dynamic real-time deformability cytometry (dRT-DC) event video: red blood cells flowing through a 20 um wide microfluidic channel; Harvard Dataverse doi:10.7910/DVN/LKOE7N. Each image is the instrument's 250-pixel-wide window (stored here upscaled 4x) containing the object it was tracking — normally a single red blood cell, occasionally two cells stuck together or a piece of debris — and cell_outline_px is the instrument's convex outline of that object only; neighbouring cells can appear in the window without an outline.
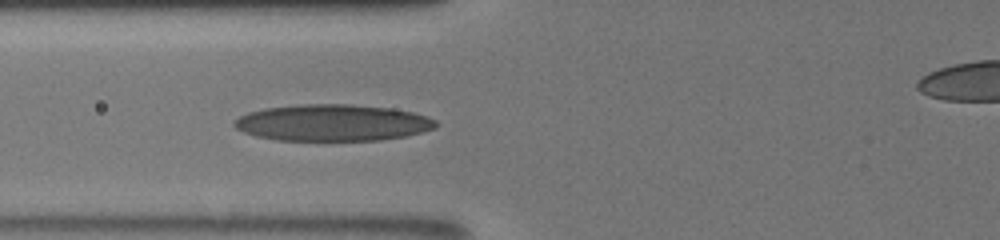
{"species": "human", "species_latin": "Homo sapiens", "temperature_condition": "room temperature", "stored_images_in_passage": 13, "camera_frame_rate_fps": 3000, "um_per_image_px": 0.085, "donor": {"sex": "male"}, "frame": {"image": 1, "passage_image": 13, "time_ms": 8.0, "image_size_px": [1000, 240], "cell_outline_px": [[436, 128], [408, 136], [380, 140], [276, 140], [256, 136], [244, 132], [236, 128], [232, 124], [240, 116], [248, 112], [264, 108], [304, 104], [352, 104], [392, 108], [412, 112], [428, 116], [436, 120]], "centroid_in_image_um": [28.3, 10.43], "position_along_channel_um": 97.5, "area_um2": 43.06}}